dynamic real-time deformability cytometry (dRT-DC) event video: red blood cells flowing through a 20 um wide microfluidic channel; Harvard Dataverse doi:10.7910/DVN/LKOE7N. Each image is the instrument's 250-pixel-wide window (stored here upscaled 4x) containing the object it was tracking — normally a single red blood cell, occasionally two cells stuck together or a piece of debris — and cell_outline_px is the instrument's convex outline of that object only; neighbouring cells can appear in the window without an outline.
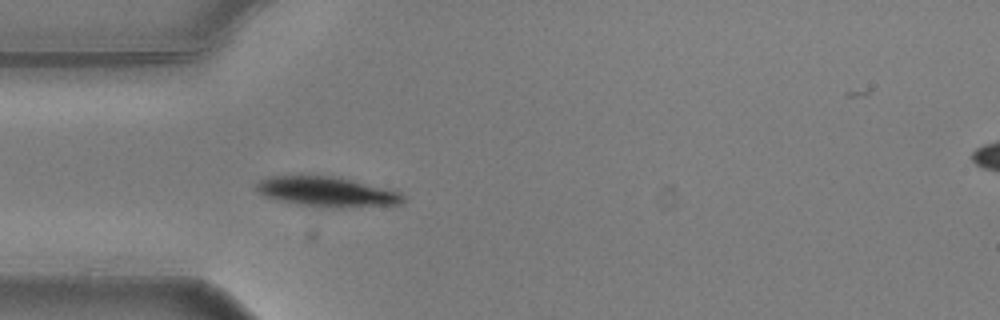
{"species": "common noctule bat (a hibernating species)", "species_latin": "Nyctalus noctula", "temperature_condition": "warm", "stored_images_in_passage": 42, "camera_frame_rate_fps": 3000, "um_per_image_px": 0.085, "animal": {"sex": "male", "body_mass_g": 20.5, "forearm_length_mm": 52.5}, "frame": {"image": 1, "passage_image": 1, "time_ms": 0.0, "image_size_px": [1000, 320], "cell_outline_px": [[404, 200], [400, 204], [340, 208], [320, 208], [280, 200], [264, 196], [256, 192], [256, 184], [260, 180], [272, 176], [336, 176], [400, 192], [404, 196]], "centroid_in_image_um": [27.77, 16.31], "position_along_channel_um": 57.2, "area_um2": 25.49}}
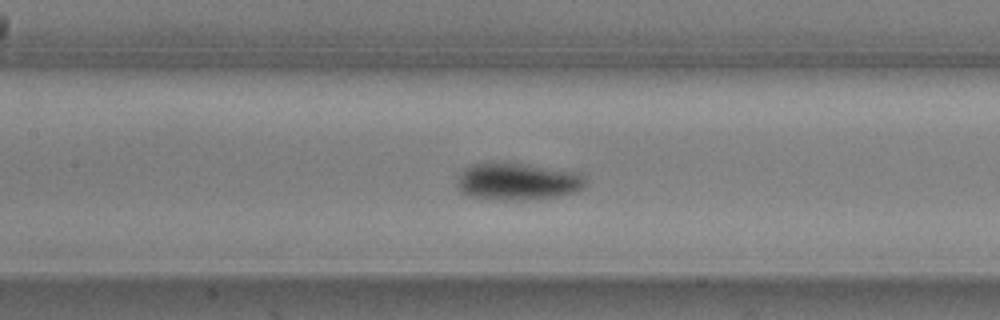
{"frame": {"image": 2, "passage_image": 10, "time_ms": 3.0, "image_size_px": [1000, 320], "cell_outline_px": [[588, 180], [584, 188], [576, 192], [556, 196], [524, 200], [504, 200], [468, 196], [460, 192], [456, 184], [456, 180], [460, 172], [464, 168], [472, 164], [528, 164], [584, 172], [588, 176]], "centroid_in_image_um": [44.07, 15.43], "position_along_channel_um": 163.3, "area_um2": 28.21}}
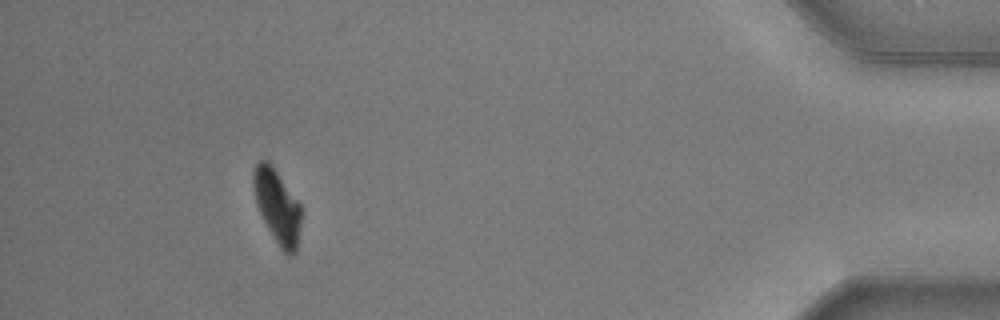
{"frame": {"image": 3, "passage_image": 36, "time_ms": 11.667, "image_size_px": [1000, 320], "cell_outline_px": [[300, 224], [296, 252], [292, 256], [288, 256], [280, 248], [268, 228], [256, 204], [252, 184], [252, 172], [256, 164], [260, 160], [268, 160], [300, 204]], "centroid_in_image_um": [23.54, 17.54], "position_along_channel_um": 411.7, "area_um2": 20.29}, "authors_computed_cell_mechanics": {"area_um2": 26.4724, "velocity_mm_per_s": 3.6035, "shape_relaxation_time_tau1_ms": 3.1416, "shape_relaxation_time_tau2_ms": null, "deformation_change_tau1": 0.1359, "deformation_change_tau2": null}}